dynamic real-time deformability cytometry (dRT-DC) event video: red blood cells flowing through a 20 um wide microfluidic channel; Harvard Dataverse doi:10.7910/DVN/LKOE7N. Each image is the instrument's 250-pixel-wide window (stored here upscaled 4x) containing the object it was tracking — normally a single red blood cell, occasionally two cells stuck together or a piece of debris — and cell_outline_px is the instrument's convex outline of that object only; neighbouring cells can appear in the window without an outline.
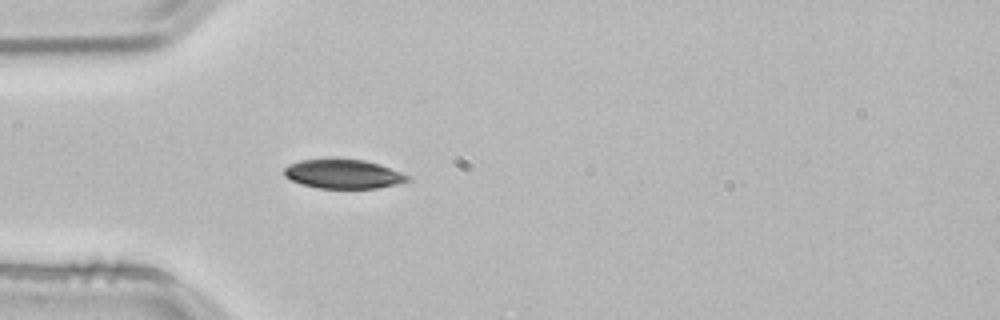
{"species": "common noctule bat (a hibernating species)", "species_latin": "Nyctalus noctula", "temperature_condition": "room temperature", "stored_images_in_passage": 3, "camera_frame_rate_fps": 3000, "um_per_image_px": 0.085, "animal": {"sex": "male", "body_mass_g": 21.5, "forearm_length_mm": 52.0}, "frame": {"image": 1, "passage_image": 3, "time_ms": 0.667, "image_size_px": [1000, 320], "cell_outline_px": [[412, 180], [396, 184], [376, 188], [316, 188], [300, 184], [284, 176], [284, 168], [288, 164], [300, 160], [328, 156], [336, 156], [364, 160], [380, 164], [412, 176]], "centroid_in_image_um": [29.16, 14.74], "position_along_channel_um": 55.8, "area_um2": 21.91}}